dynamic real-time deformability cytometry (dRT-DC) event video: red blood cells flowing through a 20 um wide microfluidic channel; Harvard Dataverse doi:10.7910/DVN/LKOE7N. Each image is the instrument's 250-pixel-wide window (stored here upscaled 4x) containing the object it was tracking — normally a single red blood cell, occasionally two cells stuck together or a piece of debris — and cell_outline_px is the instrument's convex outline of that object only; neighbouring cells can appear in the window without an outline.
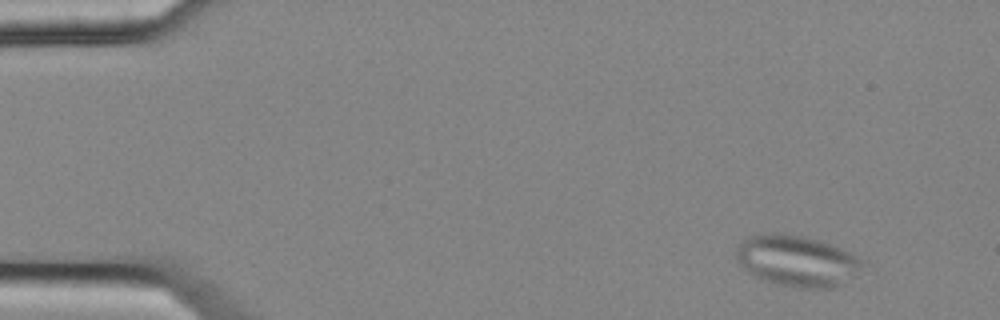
{"species": "common noctule bat (a hibernating species)", "species_latin": "Nyctalus noctula", "temperature_condition": "cold", "stored_images_in_passage": 4, "camera_frame_rate_fps": 3000, "um_per_image_px": 0.085, "animal": {"sex": "female", "body_mass_g": 25.1}, "frame": {"image": 1, "passage_image": 2, "time_ms": 0.333, "image_size_px": [1000, 320], "cell_outline_px": [[868, 264], [856, 276], [836, 288], [800, 288], [776, 284], [756, 276], [748, 272], [740, 264], [736, 256], [736, 248], [740, 240], [748, 236], [804, 236], [828, 244], [848, 252], [864, 260]], "centroid_in_image_um": [67.81, 22.23], "position_along_channel_um": 17.2, "area_um2": 37.05}}